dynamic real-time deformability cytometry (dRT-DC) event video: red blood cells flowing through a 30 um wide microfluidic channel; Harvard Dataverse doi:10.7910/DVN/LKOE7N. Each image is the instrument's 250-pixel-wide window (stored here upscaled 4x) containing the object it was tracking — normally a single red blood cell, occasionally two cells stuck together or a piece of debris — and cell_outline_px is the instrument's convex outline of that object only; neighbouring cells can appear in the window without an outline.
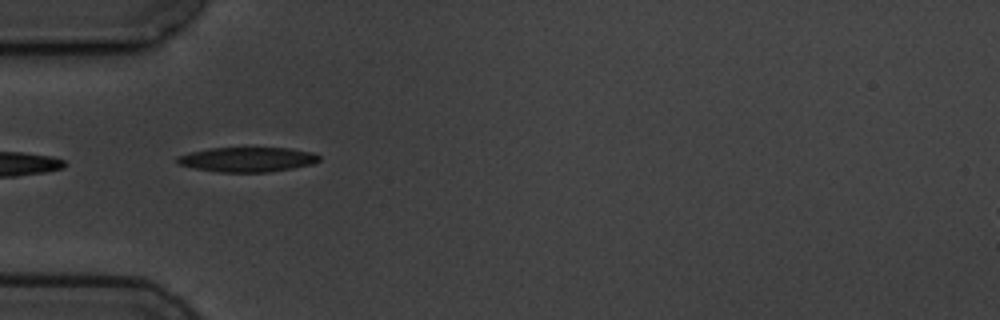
{"species": "common noctule bat (a hibernating species)", "species_latin": "Nyctalus noctula", "temperature_condition": "cold", "stored_images_in_passage": 7, "camera_frame_rate_fps": 3000, "um_per_image_px": 0.085, "animal": {"sex": "male", "body_mass_g": 19.5, "forearm_length_mm": 54.6}, "frame": {"image": 1, "passage_image": 5, "time_ms": 4.667, "image_size_px": [1000, 320], "cell_outline_px": [[320, 160], [312, 164], [292, 168], [268, 172], [216, 172], [176, 164], [176, 156], [208, 148], [288, 148], [312, 152], [320, 156]], "centroid_in_image_um": [21.0, 13.56], "position_along_channel_um": 64.0, "area_um2": 20.4}}
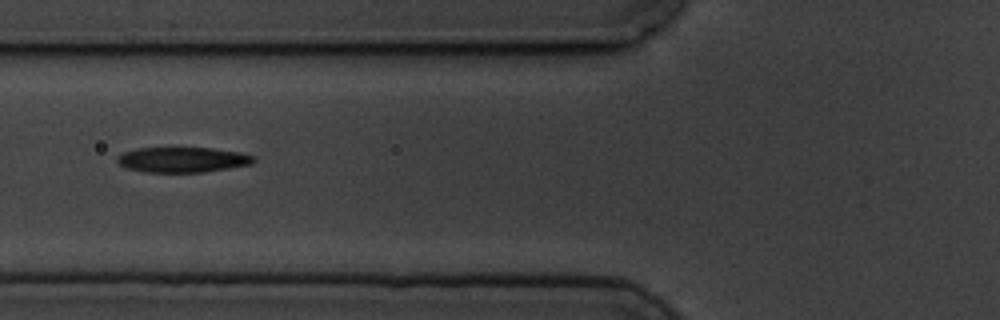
{"frame": {"image": 2, "passage_image": 6, "time_ms": 6.0, "image_size_px": [1000, 320], "cell_outline_px": [[256, 160], [252, 164], [204, 172], [144, 172], [128, 168], [120, 164], [116, 160], [116, 156], [124, 152], [140, 148], [212, 148], [240, 152], [252, 156]], "centroid_in_image_um": [15.52, 13.57], "position_along_channel_um": 110.3, "area_um2": 19.94}}
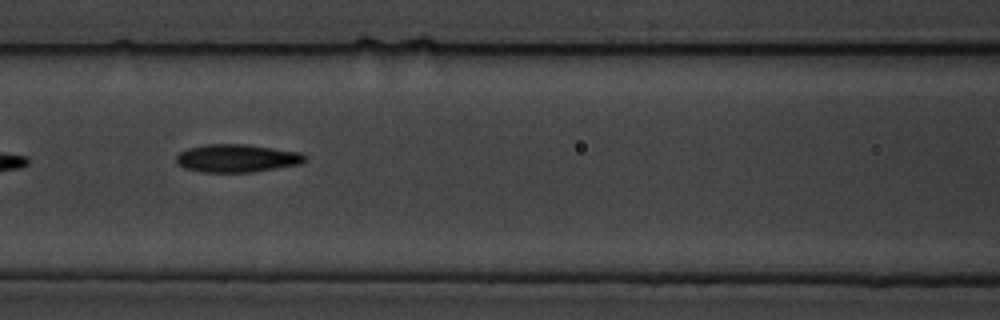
{"frame": {"image": 3, "passage_image": 7, "time_ms": 7.0, "image_size_px": [1000, 320], "cell_outline_px": [[308, 156], [300, 164], [252, 172], [204, 172], [184, 168], [176, 164], [176, 156], [180, 152], [188, 148], [204, 144], [248, 144], [300, 152]], "centroid_in_image_um": [20.12, 13.44], "position_along_channel_um": 146.5, "area_um2": 21.04}}